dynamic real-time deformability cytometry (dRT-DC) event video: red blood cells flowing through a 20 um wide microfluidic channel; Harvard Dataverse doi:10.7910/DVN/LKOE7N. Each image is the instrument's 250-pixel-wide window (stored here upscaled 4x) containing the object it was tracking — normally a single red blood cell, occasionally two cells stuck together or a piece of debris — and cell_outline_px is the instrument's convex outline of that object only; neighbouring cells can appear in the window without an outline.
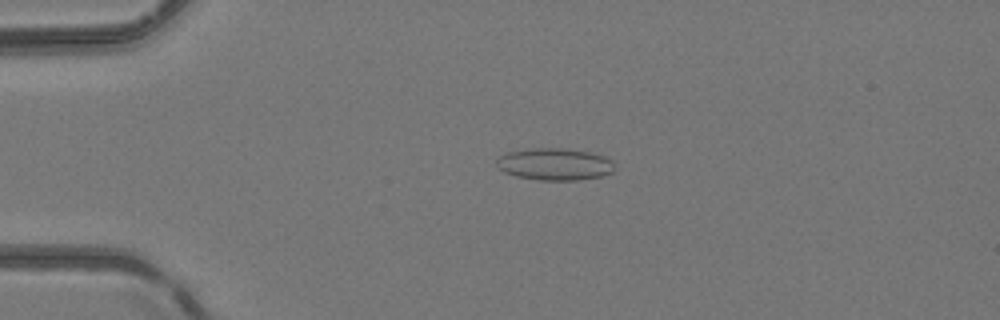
{"species": "common noctule bat (a hibernating species)", "species_latin": "Nyctalus noctula", "temperature_condition": "room temperature", "stored_images_in_passage": 51, "camera_frame_rate_fps": 3000, "um_per_image_px": 0.085, "animal": {"sex": "female", "body_mass_g": 24.6, "forearm_length_mm": 56.2}, "frame": {"image": 1, "passage_image": 13, "time_ms": 4.0, "image_size_px": [1000, 320], "cell_outline_px": [[612, 172], [600, 176], [576, 180], [540, 180], [516, 176], [504, 172], [496, 164], [496, 160], [500, 156], [508, 152], [528, 148], [568, 148], [588, 152], [604, 156], [612, 160]], "centroid_in_image_um": [47.12, 13.94], "position_along_channel_um": 37.9, "area_um2": 21.91}}
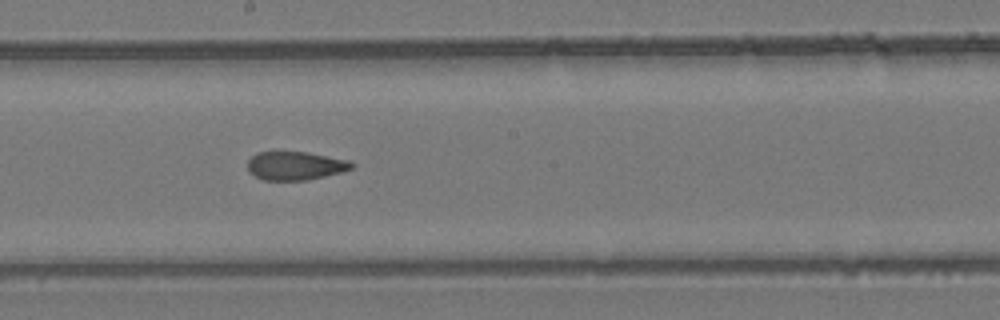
{"frame": {"image": 2, "passage_image": 29, "time_ms": 9.333, "image_size_px": [1000, 320], "cell_outline_px": [[356, 164], [352, 168], [340, 172], [324, 176], [304, 180], [264, 180], [248, 172], [248, 160], [256, 152], [308, 152], [348, 160]], "centroid_in_image_um": [25.09, 14.08], "position_along_channel_um": 223.1, "area_um2": 17.17}}
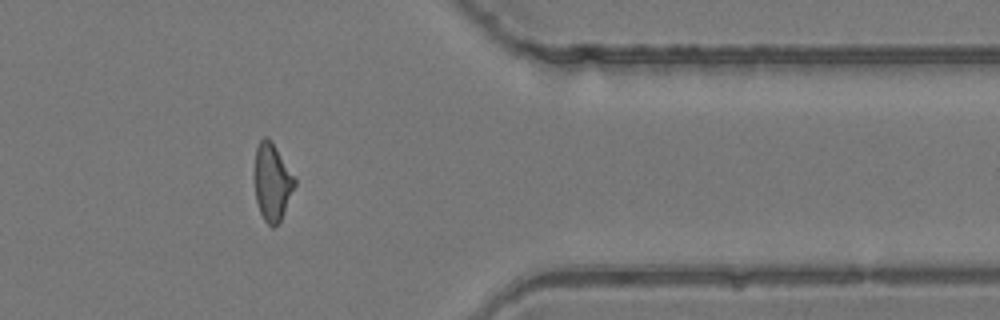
{"frame": {"image": 3, "passage_image": 42, "time_ms": 13.667, "image_size_px": [1000, 320], "cell_outline_px": [[296, 184], [284, 212], [280, 220], [272, 228], [264, 220], [260, 212], [256, 200], [256, 148], [260, 140], [264, 136], [268, 136], [272, 140], [296, 180]], "centroid_in_image_um": [23.15, 15.46], "position_along_channel_um": 388.2, "area_um2": 17.69}, "authors_computed_cell_mechanics": {"area_um2": 18.5538, "velocity_mm_per_s": 4.1958, "shape_relaxation_time_tau1_ms": null, "shape_relaxation_time_tau2_ms": 2.205, "deformation_change_tau1": null, "deformation_change_tau2": 0.0843}}